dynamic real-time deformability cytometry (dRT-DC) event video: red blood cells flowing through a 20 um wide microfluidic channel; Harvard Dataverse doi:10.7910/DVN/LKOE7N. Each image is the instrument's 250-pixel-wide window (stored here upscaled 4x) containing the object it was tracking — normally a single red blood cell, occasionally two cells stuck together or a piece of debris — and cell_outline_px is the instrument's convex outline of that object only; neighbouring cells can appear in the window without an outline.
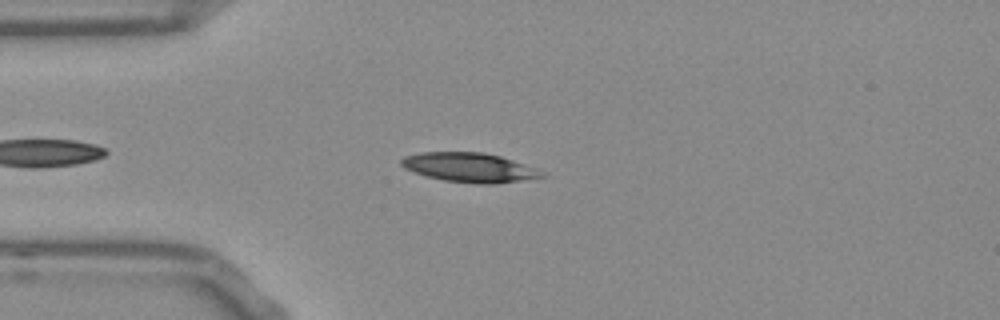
{"species": "Egyptian fruit bat (a non-hibernating species)", "species_latin": "Rousettus aegyptiacus", "temperature_condition": "room temperature", "stored_images_in_passage": 38, "camera_frame_rate_fps": 3000, "um_per_image_px": 0.085, "frame": {"image": 1, "passage_image": 7, "time_ms": 2.0, "image_size_px": [1000, 320], "cell_outline_px": [[548, 176], [496, 184], [480, 184], [444, 180], [424, 176], [404, 168], [400, 164], [400, 160], [404, 156], [420, 152], [484, 152], [500, 156], [536, 168]], "centroid_in_image_um": [39.88, 14.23], "position_along_channel_um": 45.1, "area_um2": 24.1}}
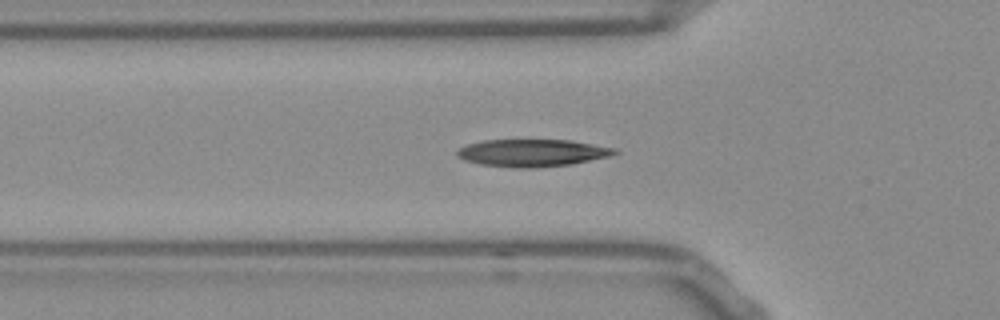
{"frame": {"image": 2, "passage_image": 11, "time_ms": 3.333, "image_size_px": [1000, 320], "cell_outline_px": [[620, 152], [608, 156], [572, 164], [532, 168], [516, 168], [480, 164], [464, 160], [456, 156], [456, 152], [460, 148], [468, 144], [484, 140], [568, 140], [616, 148]], "centroid_in_image_um": [45.22, 13.0], "position_along_channel_um": 80.6, "area_um2": 24.97}}
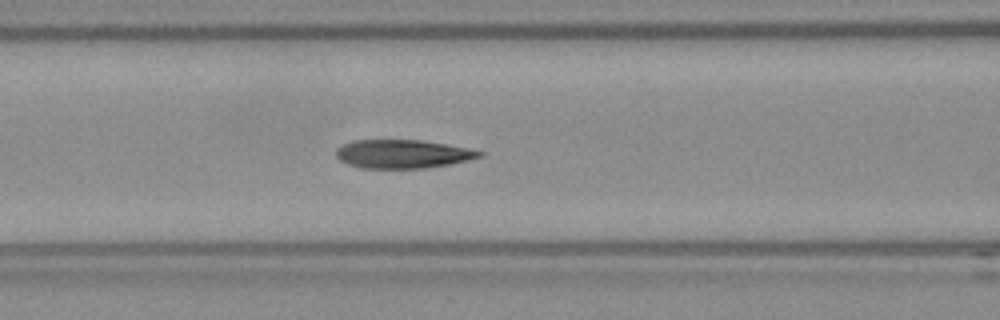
{"frame": {"image": 3, "passage_image": 15, "time_ms": 4.667, "image_size_px": [1000, 320], "cell_outline_px": [[484, 156], [448, 164], [424, 168], [360, 168], [348, 164], [340, 160], [336, 156], [336, 148], [352, 140], [420, 140], [448, 144], [468, 148], [484, 152]], "centroid_in_image_um": [34.21, 13.08], "position_along_channel_um": 132.4, "area_um2": 23.81}, "authors_computed_cell_mechanics": {"area_um2": 24.3916, "velocity_mm_per_s": 3.8055, "shape_relaxation_time_tau1_ms": 4.6916, "shape_relaxation_time_tau2_ms": 2.3043, "deformation_change_tau1": 0.1759, "deformation_change_tau2": 0.0899}}